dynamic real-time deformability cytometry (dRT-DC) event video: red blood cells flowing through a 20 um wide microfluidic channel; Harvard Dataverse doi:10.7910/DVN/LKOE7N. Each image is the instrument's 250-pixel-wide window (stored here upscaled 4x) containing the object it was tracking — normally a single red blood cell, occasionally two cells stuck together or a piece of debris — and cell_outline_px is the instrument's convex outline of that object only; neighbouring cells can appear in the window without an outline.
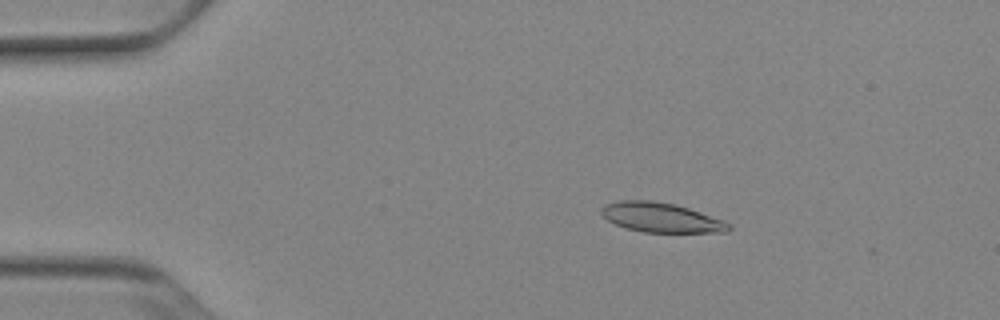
{"species": "Egyptian fruit bat (a non-hibernating species)", "species_latin": "Rousettus aegyptiacus", "temperature_condition": "cold", "stored_images_in_passage": 52, "camera_frame_rate_fps": 3000, "um_per_image_px": 0.085, "animal": {"sex": "female"}, "frame": {"image": 1, "passage_image": 9, "time_ms": 2.667, "image_size_px": [1000, 320], "cell_outline_px": [[732, 228], [728, 232], [644, 232], [628, 228], [616, 224], [608, 220], [600, 212], [600, 208], [604, 204], [620, 200], [652, 200], [676, 204], [724, 220], [732, 224]], "centroid_in_image_um": [56.21, 18.48], "position_along_channel_um": 28.8, "area_um2": 22.02}}
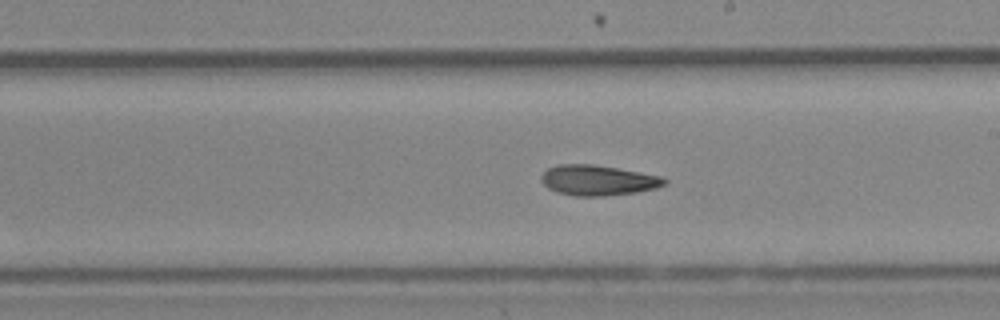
{"frame": {"image": 2, "passage_image": 30, "time_ms": 9.667, "image_size_px": [1000, 320], "cell_outline_px": [[668, 180], [664, 184], [656, 188], [636, 192], [604, 196], [572, 196], [556, 192], [548, 188], [540, 180], [540, 176], [548, 168], [556, 164], [596, 164], [640, 172], [660, 176]], "centroid_in_image_um": [50.78, 15.32], "position_along_channel_um": 238.2, "area_um2": 21.91}}
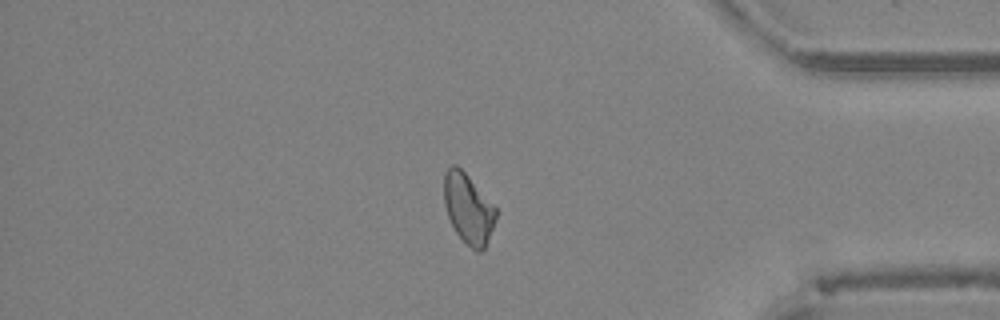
{"frame": {"image": 3, "passage_image": 44, "time_ms": 14.333, "image_size_px": [1000, 320], "cell_outline_px": [[496, 216], [492, 228], [484, 248], [480, 252], [476, 252], [456, 232], [448, 216], [444, 204], [444, 172], [452, 164], [456, 164], [468, 176], [496, 208]], "centroid_in_image_um": [39.78, 17.7], "position_along_channel_um": 395.4, "area_um2": 20.63}, "authors_computed_cell_mechanics": {"area_um2": 21.675, "velocity_mm_per_s": 3.8964, "shape_relaxation_time_tau1_ms": 7.5005, "shape_relaxation_time_tau2_ms": 6.7569, "deformation_change_tau1": 0.1638, "deformation_change_tau2": 0.1463}}